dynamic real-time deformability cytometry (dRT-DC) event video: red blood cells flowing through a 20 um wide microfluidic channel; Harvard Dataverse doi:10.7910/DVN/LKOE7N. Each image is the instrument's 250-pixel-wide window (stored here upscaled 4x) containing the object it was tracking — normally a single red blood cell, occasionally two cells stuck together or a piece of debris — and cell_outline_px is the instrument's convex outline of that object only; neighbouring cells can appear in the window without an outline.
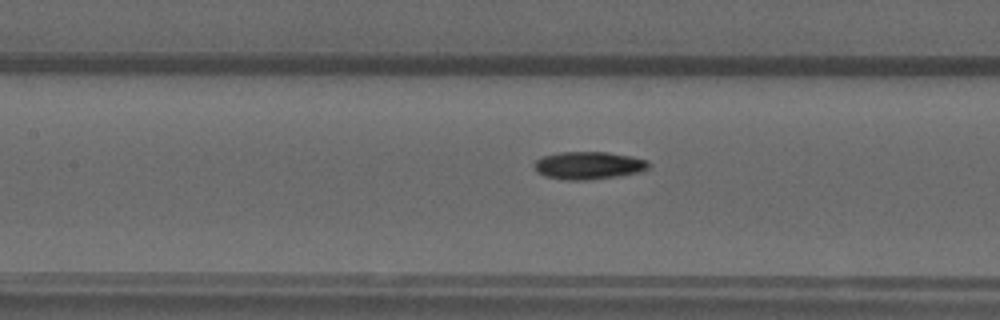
{"species": "common noctule bat (a hibernating species)", "species_latin": "Nyctalus noctula", "temperature_condition": "warm", "stored_images_in_passage": 53, "camera_frame_rate_fps": 3000, "um_per_image_px": 0.085, "animal": {"sex": "male", "forearm_length_mm": 52.5}, "frame": {"image": 1, "passage_image": 24, "time_ms": 7.667, "image_size_px": [1000, 320], "cell_outline_px": [[652, 164], [648, 168], [636, 172], [616, 176], [588, 180], [564, 180], [544, 176], [536, 172], [532, 164], [536, 160], [544, 156], [560, 152], [608, 152], [632, 156], [648, 160]], "centroid_in_image_um": [50.0, 14.06], "position_along_channel_um": 157.4, "area_um2": 18.55}}
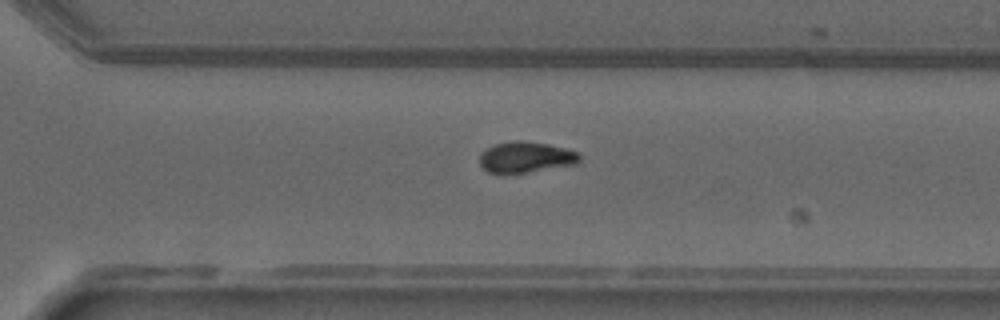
{"frame": {"image": 2, "passage_image": 37, "time_ms": 12.0, "image_size_px": [1000, 320], "cell_outline_px": [[580, 160], [576, 164], [504, 176], [488, 172], [480, 164], [480, 152], [496, 144], [512, 140], [520, 140], [548, 144], [580, 152]], "centroid_in_image_um": [44.67, 13.38], "position_along_channel_um": 325.9, "area_um2": 18.38}}
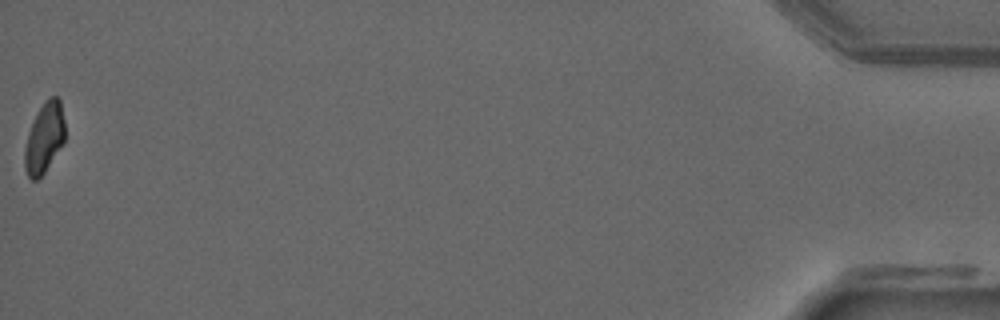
{"frame": {"image": 3, "passage_image": 53, "time_ms": 17.333, "image_size_px": [1000, 320], "cell_outline_px": [[64, 140], [44, 172], [36, 180], [32, 180], [28, 176], [24, 168], [24, 148], [28, 132], [44, 100], [48, 96], [56, 96], [60, 100], [64, 120]], "centroid_in_image_um": [3.75, 11.7], "position_along_channel_um": 431.5, "area_um2": 16.18}, "authors_computed_cell_mechanics": {"area_um2": 17.4556, "velocity_mm_per_s": 3.8988, "shape_relaxation_time_tau1_ms": null, "shape_relaxation_time_tau2_ms": 9.3585, "deformation_change_tau1": null, "deformation_change_tau2": 0.1269}}